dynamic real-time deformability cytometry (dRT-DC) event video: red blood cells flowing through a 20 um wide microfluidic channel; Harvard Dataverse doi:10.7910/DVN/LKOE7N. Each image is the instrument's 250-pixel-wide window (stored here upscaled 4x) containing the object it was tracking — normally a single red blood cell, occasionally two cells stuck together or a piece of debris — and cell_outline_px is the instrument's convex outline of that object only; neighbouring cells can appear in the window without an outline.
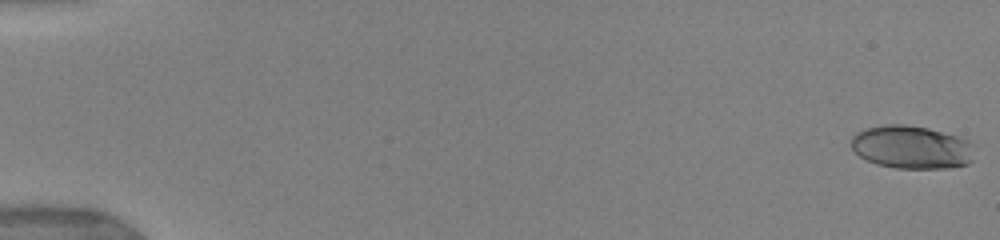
{"species": "human", "species_latin": "Homo sapiens", "temperature_condition": "warm", "stored_images_in_passage": 9, "camera_frame_rate_fps": 3000, "um_per_image_px": 0.085, "donor": {"sex": "female"}, "frame": {"image": 1, "passage_image": 1, "time_ms": 0.0, "image_size_px": [1000, 240], "cell_outline_px": [[972, 160], [968, 164], [948, 168], [896, 168], [876, 164], [860, 156], [852, 148], [852, 136], [856, 132], [864, 128], [888, 124], [904, 124], [928, 128], [956, 136], [968, 140], [972, 144]], "centroid_in_image_um": [77.47, 12.51], "position_along_channel_um": 7.5, "area_um2": 30.87}}
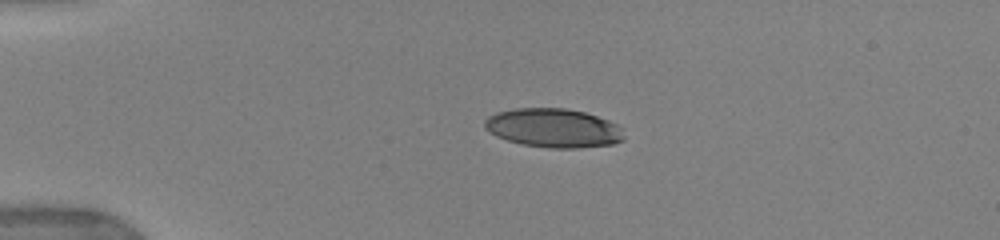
{"frame": {"image": 2, "passage_image": 6, "time_ms": 4.0, "image_size_px": [1000, 240], "cell_outline_px": [[624, 140], [612, 144], [576, 148], [548, 148], [520, 144], [496, 136], [484, 128], [484, 120], [488, 116], [496, 112], [516, 108], [564, 108], [584, 112], [608, 120], [624, 128]], "centroid_in_image_um": [47.04, 10.88], "position_along_channel_um": 38.0, "area_um2": 31.79}}
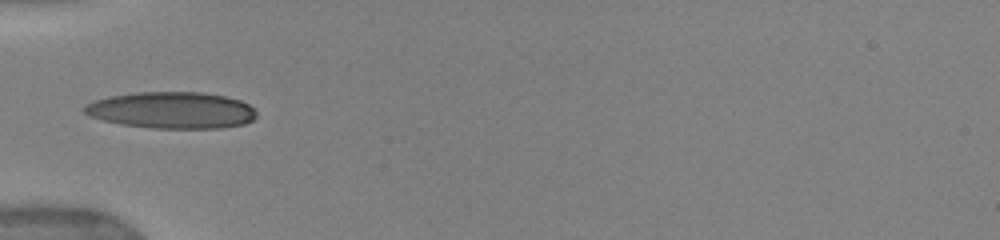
{"frame": {"image": 3, "passage_image": 8, "time_ms": 6.0, "image_size_px": [1000, 240], "cell_outline_px": [[256, 116], [252, 120], [244, 124], [220, 128], [152, 128], [120, 124], [88, 116], [80, 108], [84, 104], [96, 100], [112, 96], [136, 92], [200, 92], [224, 96], [240, 100], [248, 104], [256, 112]], "centroid_in_image_um": [14.56, 9.37], "position_along_channel_um": 70.4, "area_um2": 36.7}}